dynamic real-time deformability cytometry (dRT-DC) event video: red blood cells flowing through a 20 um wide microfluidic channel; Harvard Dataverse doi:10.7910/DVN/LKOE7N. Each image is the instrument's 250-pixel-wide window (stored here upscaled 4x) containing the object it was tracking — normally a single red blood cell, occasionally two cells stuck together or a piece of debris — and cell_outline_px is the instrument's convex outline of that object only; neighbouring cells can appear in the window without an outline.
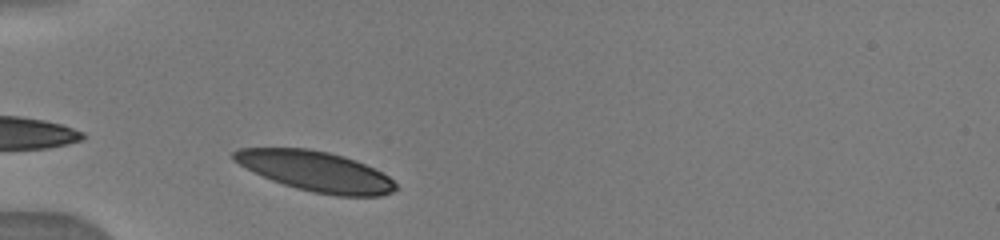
{"species": "human", "species_latin": "Homo sapiens", "temperature_condition": "warm", "stored_images_in_passage": 14, "camera_frame_rate_fps": 3000, "um_per_image_px": 0.085, "donor": {"sex": "male"}, "frame": {"image": 1, "passage_image": 4, "time_ms": 0.667, "image_size_px": [1000, 240], "cell_outline_px": [[396, 188], [392, 192], [380, 196], [336, 196], [312, 192], [296, 188], [272, 180], [232, 160], [232, 152], [240, 148], [308, 148], [328, 152], [344, 156], [356, 160], [388, 176], [396, 184]], "centroid_in_image_um": [26.84, 14.56], "position_along_channel_um": 58.2, "area_um2": 37.45}}
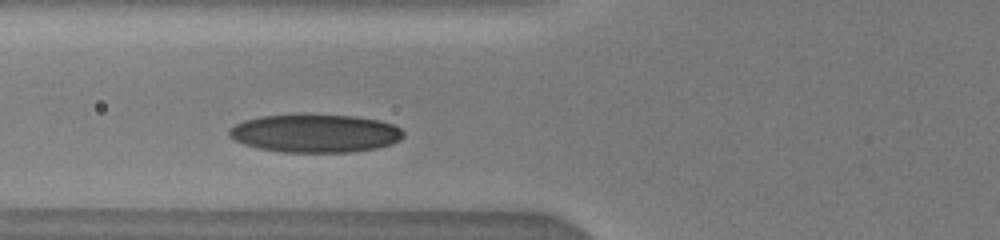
{"frame": {"image": 2, "passage_image": 13, "time_ms": 2.0, "image_size_px": [1000, 240], "cell_outline_px": [[404, 136], [400, 140], [392, 144], [376, 148], [352, 152], [284, 152], [260, 148], [244, 144], [228, 136], [228, 132], [236, 124], [244, 120], [260, 116], [356, 116], [380, 120], [392, 124], [400, 128], [404, 132]], "centroid_in_image_um": [26.84, 11.35], "position_along_channel_um": 99.0, "area_um2": 38.21}}